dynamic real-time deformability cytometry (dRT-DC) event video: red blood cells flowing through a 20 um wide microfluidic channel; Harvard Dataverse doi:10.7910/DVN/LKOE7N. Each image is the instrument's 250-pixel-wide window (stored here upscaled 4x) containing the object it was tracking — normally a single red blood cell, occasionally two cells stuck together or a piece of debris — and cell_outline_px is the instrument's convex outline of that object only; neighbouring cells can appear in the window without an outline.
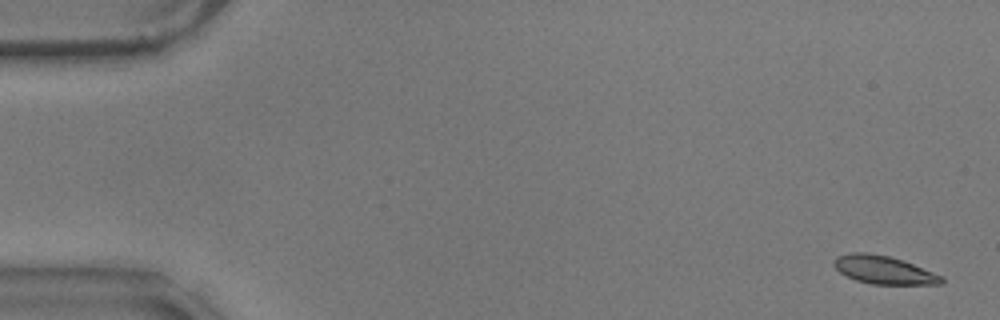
{"species": "common noctule bat (a hibernating species)", "species_latin": "Nyctalus noctula", "temperature_condition": "warm", "stored_images_in_passage": 57, "camera_frame_rate_fps": 3000, "um_per_image_px": 0.085, "animal": {"sex": "male", "body_mass_g": 17.9}, "frame": {"image": 1, "passage_image": 2, "time_ms": 0.333, "image_size_px": [1000, 320], "cell_outline_px": [[944, 280], [940, 284], [872, 284], [856, 280], [840, 272], [832, 264], [836, 256], [852, 252], [868, 252], [888, 256], [912, 264], [944, 276]], "centroid_in_image_um": [75.1, 22.94], "position_along_channel_um": 9.9, "area_um2": 17.46}}
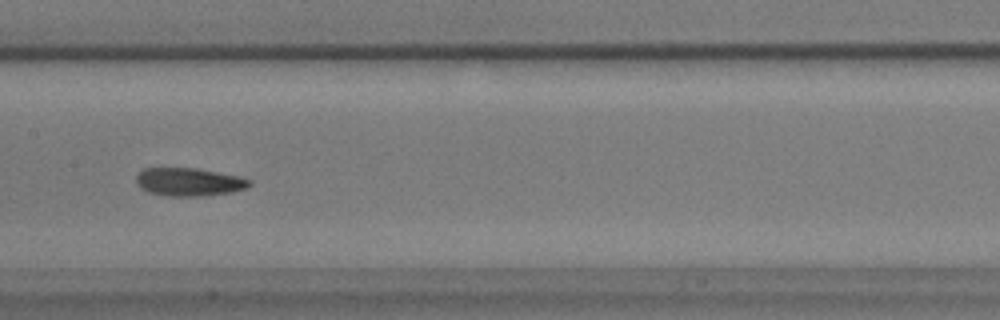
{"frame": {"image": 2, "passage_image": 29, "time_ms": 9.333, "image_size_px": [1000, 320], "cell_outline_px": [[252, 184], [248, 188], [232, 192], [200, 196], [168, 196], [148, 192], [140, 188], [136, 184], [136, 176], [144, 168], [196, 168], [236, 176], [252, 180]], "centroid_in_image_um": [16.05, 15.47], "position_along_channel_um": 191.3, "area_um2": 18.55}}
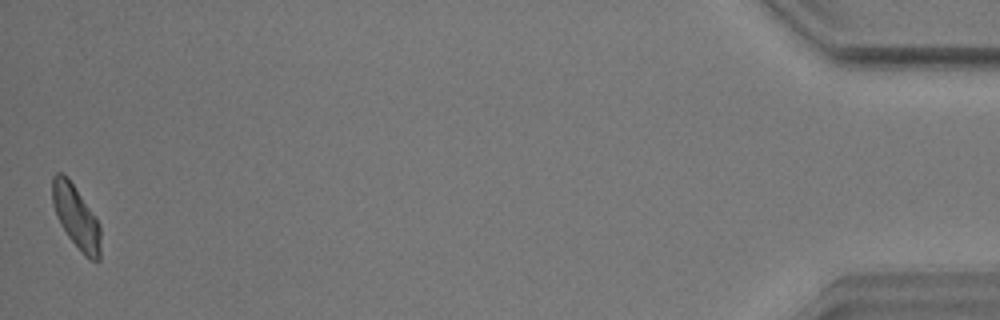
{"frame": {"image": 3, "passage_image": 57, "time_ms": 18.667, "image_size_px": [1000, 320], "cell_outline_px": [[100, 260], [92, 260], [84, 256], [68, 236], [60, 224], [56, 216], [52, 204], [52, 176], [56, 172], [64, 172], [68, 176], [100, 224]], "centroid_in_image_um": [6.44, 18.4], "position_along_channel_um": 428.8, "area_um2": 17.86}, "authors_computed_cell_mechanics": {"area_um2": 18.2648, "velocity_mm_per_s": 3.5229, "shape_relaxation_time_tau1_ms": 5.2852, "shape_relaxation_time_tau2_ms": 2.9901, "deformation_change_tau1": 0.1373, "deformation_change_tau2": 0.0847}}